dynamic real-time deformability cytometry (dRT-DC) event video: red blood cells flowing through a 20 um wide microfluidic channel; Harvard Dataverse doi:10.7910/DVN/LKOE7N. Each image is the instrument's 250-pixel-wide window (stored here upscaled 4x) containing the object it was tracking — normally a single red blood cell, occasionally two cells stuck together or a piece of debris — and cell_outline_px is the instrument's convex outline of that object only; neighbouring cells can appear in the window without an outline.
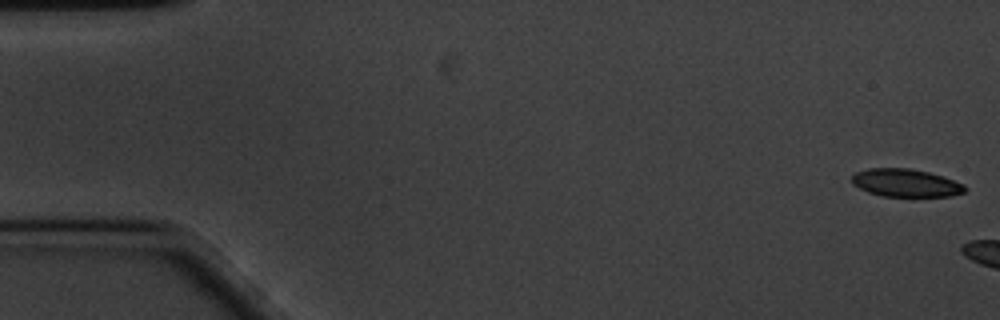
{"species": "common noctule bat (a hibernating species)", "species_latin": "Nyctalus noctula", "temperature_condition": "cold", "stored_images_in_passage": 6, "camera_frame_rate_fps": 3000, "um_per_image_px": 0.085, "animal": {"sex": "male", "body_mass_g": 20.1, "forearm_length_mm": 53.5}, "frame": {"image": 1, "passage_image": 1, "time_ms": 0.0, "image_size_px": [1000, 320], "cell_outline_px": [[968, 188], [964, 192], [952, 196], [880, 196], [868, 192], [852, 184], [852, 176], [856, 172], [868, 168], [912, 168], [928, 172], [964, 184]], "centroid_in_image_um": [76.97, 15.55], "position_along_channel_um": 8.0, "area_um2": 18.32}}